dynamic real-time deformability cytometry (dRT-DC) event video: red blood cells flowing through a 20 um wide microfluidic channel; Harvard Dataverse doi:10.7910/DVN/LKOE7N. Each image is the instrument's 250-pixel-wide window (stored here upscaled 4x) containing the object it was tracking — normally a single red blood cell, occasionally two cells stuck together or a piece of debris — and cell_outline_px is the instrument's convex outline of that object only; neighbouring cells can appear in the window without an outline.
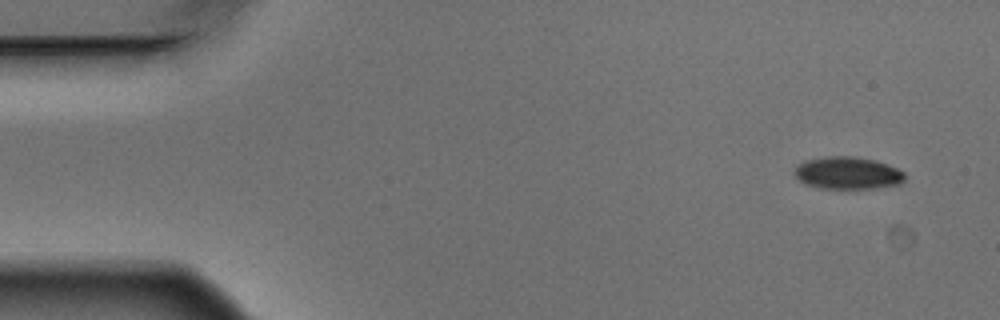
{"species": "Egyptian fruit bat (a non-hibernating species)", "species_latin": "Rousettus aegyptiacus", "temperature_condition": "warm", "stored_images_in_passage": 4, "camera_frame_rate_fps": 3000, "um_per_image_px": 0.085, "animal": {"sex": "male"}, "frame": {"image": 1, "passage_image": 1, "time_ms": 0.0, "image_size_px": [1000, 320], "cell_outline_px": [[904, 180], [900, 184], [876, 188], [820, 188], [804, 184], [792, 172], [796, 164], [804, 160], [828, 156], [852, 156], [876, 160], [896, 168], [904, 172]], "centroid_in_image_um": [72.01, 14.7], "position_along_channel_um": 13.0, "area_um2": 20.92}}
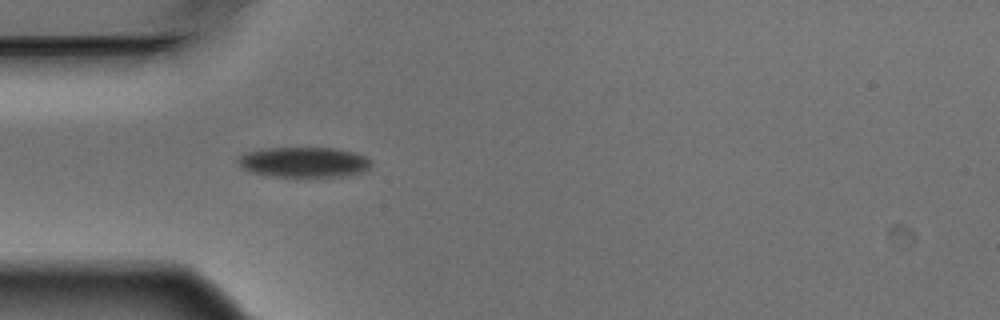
{"frame": {"image": 2, "passage_image": 4, "time_ms": 1.0, "image_size_px": [1000, 320], "cell_outline_px": [[372, 164], [364, 172], [340, 176], [276, 176], [252, 172], [240, 168], [236, 160], [240, 156], [248, 152], [260, 148], [336, 148], [356, 152], [368, 156], [372, 160]], "centroid_in_image_um": [25.87, 13.77], "position_along_channel_um": 59.1, "area_um2": 23.58}}